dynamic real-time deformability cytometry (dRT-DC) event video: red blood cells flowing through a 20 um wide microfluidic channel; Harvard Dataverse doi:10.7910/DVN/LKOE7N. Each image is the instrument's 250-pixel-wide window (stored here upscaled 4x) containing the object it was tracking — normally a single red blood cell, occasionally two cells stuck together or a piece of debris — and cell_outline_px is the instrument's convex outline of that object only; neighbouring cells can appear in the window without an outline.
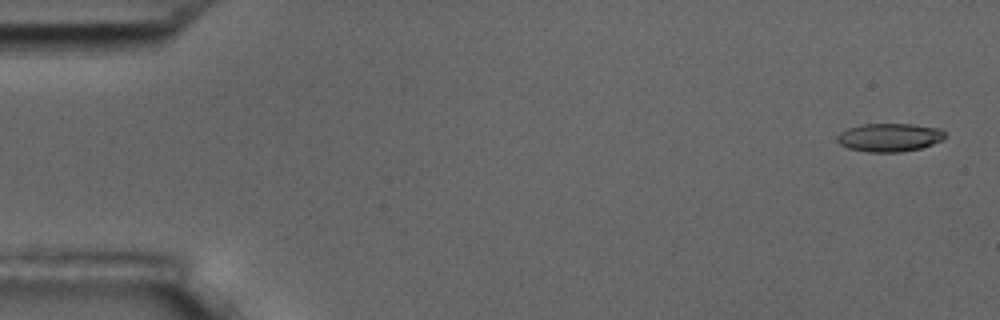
{"species": "common noctule bat (a hibernating species)", "species_latin": "Nyctalus noctula", "temperature_condition": "room temperature", "stored_images_in_passage": 6, "camera_frame_rate_fps": 3000, "um_per_image_px": 0.085, "animal": {"sex": "male", "body_mass_g": 17.5, "forearm_length_mm": 52.3}, "frame": {"image": 1, "passage_image": 1, "time_ms": 0.0, "image_size_px": [1000, 320], "cell_outline_px": [[944, 140], [920, 148], [900, 152], [868, 152], [848, 148], [840, 144], [836, 140], [836, 136], [840, 132], [848, 128], [860, 124], [912, 124], [940, 128], [944, 132]], "centroid_in_image_um": [75.58, 11.68], "position_along_channel_um": 9.4, "area_um2": 17.86}}
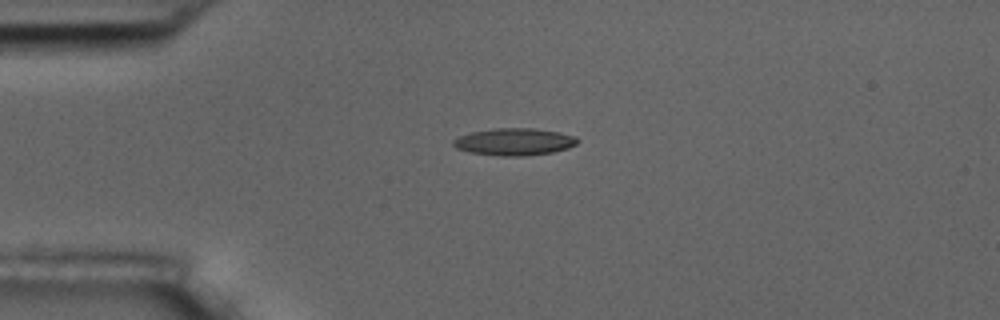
{"frame": {"image": 2, "passage_image": 4, "time_ms": 4.0, "image_size_px": [1000, 320], "cell_outline_px": [[580, 140], [576, 144], [568, 148], [552, 152], [524, 156], [500, 156], [468, 152], [456, 148], [452, 144], [452, 140], [460, 136], [472, 132], [496, 128], [536, 128], [560, 132], [576, 136]], "centroid_in_image_um": [43.73, 12.05], "position_along_channel_um": 41.3, "area_um2": 19.77}}